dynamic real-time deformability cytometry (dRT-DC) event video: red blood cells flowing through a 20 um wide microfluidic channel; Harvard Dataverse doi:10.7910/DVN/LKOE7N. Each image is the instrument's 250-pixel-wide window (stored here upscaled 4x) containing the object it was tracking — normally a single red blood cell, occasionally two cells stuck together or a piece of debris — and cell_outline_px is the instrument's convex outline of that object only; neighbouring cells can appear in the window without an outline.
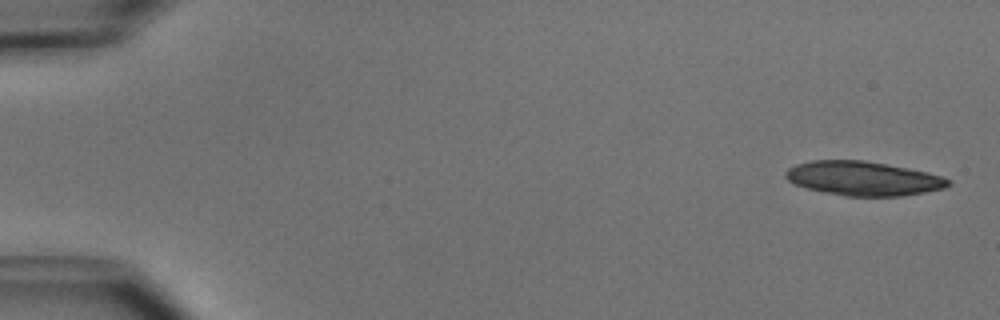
{"species": "common noctule bat (a hibernating species)", "species_latin": "Nyctalus noctula", "temperature_condition": "cold", "stored_images_in_passage": 4, "camera_frame_rate_fps": 3000, "um_per_image_px": 0.085, "animal": {"sex": "male", "body_mass_g": 15.6}, "frame": {"image": 1, "passage_image": 1, "time_ms": 0.0, "image_size_px": [1000, 320], "cell_outline_px": [[952, 184], [944, 188], [924, 192], [900, 196], [844, 196], [824, 192], [808, 188], [796, 184], [788, 180], [784, 176], [784, 172], [788, 168], [796, 164], [812, 160], [864, 160], [908, 168], [928, 172], [944, 176], [952, 180]], "centroid_in_image_um": [73.4, 15.16], "position_along_channel_um": 11.6, "area_um2": 32.48}}